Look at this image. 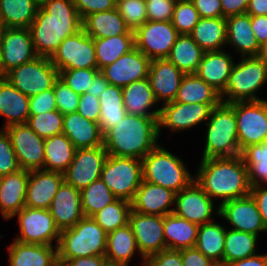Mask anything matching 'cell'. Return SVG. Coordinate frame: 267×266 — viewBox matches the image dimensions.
I'll return each instance as SVG.
<instances>
[{
	"instance_id": "obj_14",
	"label": "cell",
	"mask_w": 267,
	"mask_h": 266,
	"mask_svg": "<svg viewBox=\"0 0 267 266\" xmlns=\"http://www.w3.org/2000/svg\"><path fill=\"white\" fill-rule=\"evenodd\" d=\"M219 104H201L181 102H169L160 107L158 116V132L161 136V128H169L173 132L185 131L199 123H204L209 119L212 108ZM204 121V122H203Z\"/></svg>"
},
{
	"instance_id": "obj_33",
	"label": "cell",
	"mask_w": 267,
	"mask_h": 266,
	"mask_svg": "<svg viewBox=\"0 0 267 266\" xmlns=\"http://www.w3.org/2000/svg\"><path fill=\"white\" fill-rule=\"evenodd\" d=\"M82 28L92 38H109L117 35H134L125 24L117 8L88 15Z\"/></svg>"
},
{
	"instance_id": "obj_34",
	"label": "cell",
	"mask_w": 267,
	"mask_h": 266,
	"mask_svg": "<svg viewBox=\"0 0 267 266\" xmlns=\"http://www.w3.org/2000/svg\"><path fill=\"white\" fill-rule=\"evenodd\" d=\"M199 226L174 213L163 216L166 249L182 250L195 247Z\"/></svg>"
},
{
	"instance_id": "obj_27",
	"label": "cell",
	"mask_w": 267,
	"mask_h": 266,
	"mask_svg": "<svg viewBox=\"0 0 267 266\" xmlns=\"http://www.w3.org/2000/svg\"><path fill=\"white\" fill-rule=\"evenodd\" d=\"M29 170L19 169L17 172L2 176L0 185V210L6 220L25 207Z\"/></svg>"
},
{
	"instance_id": "obj_6",
	"label": "cell",
	"mask_w": 267,
	"mask_h": 266,
	"mask_svg": "<svg viewBox=\"0 0 267 266\" xmlns=\"http://www.w3.org/2000/svg\"><path fill=\"white\" fill-rule=\"evenodd\" d=\"M142 166L143 181L171 189L175 193L195 180L183 160L159 144L142 159Z\"/></svg>"
},
{
	"instance_id": "obj_74",
	"label": "cell",
	"mask_w": 267,
	"mask_h": 266,
	"mask_svg": "<svg viewBox=\"0 0 267 266\" xmlns=\"http://www.w3.org/2000/svg\"><path fill=\"white\" fill-rule=\"evenodd\" d=\"M142 265L143 266H150L147 262H145V263L142 262Z\"/></svg>"
},
{
	"instance_id": "obj_19",
	"label": "cell",
	"mask_w": 267,
	"mask_h": 266,
	"mask_svg": "<svg viewBox=\"0 0 267 266\" xmlns=\"http://www.w3.org/2000/svg\"><path fill=\"white\" fill-rule=\"evenodd\" d=\"M219 211V217L232 225L230 229L252 233L256 236L260 232H267L257 203L251 194L223 203L219 206Z\"/></svg>"
},
{
	"instance_id": "obj_30",
	"label": "cell",
	"mask_w": 267,
	"mask_h": 266,
	"mask_svg": "<svg viewBox=\"0 0 267 266\" xmlns=\"http://www.w3.org/2000/svg\"><path fill=\"white\" fill-rule=\"evenodd\" d=\"M7 251L10 266H59L56 245L26 244L14 240Z\"/></svg>"
},
{
	"instance_id": "obj_57",
	"label": "cell",
	"mask_w": 267,
	"mask_h": 266,
	"mask_svg": "<svg viewBox=\"0 0 267 266\" xmlns=\"http://www.w3.org/2000/svg\"><path fill=\"white\" fill-rule=\"evenodd\" d=\"M77 112L86 119L98 123L100 116L99 98L87 92L80 95Z\"/></svg>"
},
{
	"instance_id": "obj_68",
	"label": "cell",
	"mask_w": 267,
	"mask_h": 266,
	"mask_svg": "<svg viewBox=\"0 0 267 266\" xmlns=\"http://www.w3.org/2000/svg\"><path fill=\"white\" fill-rule=\"evenodd\" d=\"M258 56L267 64V43L260 47Z\"/></svg>"
},
{
	"instance_id": "obj_44",
	"label": "cell",
	"mask_w": 267,
	"mask_h": 266,
	"mask_svg": "<svg viewBox=\"0 0 267 266\" xmlns=\"http://www.w3.org/2000/svg\"><path fill=\"white\" fill-rule=\"evenodd\" d=\"M258 236L226 228L223 264L245 259L257 254Z\"/></svg>"
},
{
	"instance_id": "obj_71",
	"label": "cell",
	"mask_w": 267,
	"mask_h": 266,
	"mask_svg": "<svg viewBox=\"0 0 267 266\" xmlns=\"http://www.w3.org/2000/svg\"><path fill=\"white\" fill-rule=\"evenodd\" d=\"M39 6H42L48 0H34Z\"/></svg>"
},
{
	"instance_id": "obj_54",
	"label": "cell",
	"mask_w": 267,
	"mask_h": 266,
	"mask_svg": "<svg viewBox=\"0 0 267 266\" xmlns=\"http://www.w3.org/2000/svg\"><path fill=\"white\" fill-rule=\"evenodd\" d=\"M177 0L145 1L149 21H171Z\"/></svg>"
},
{
	"instance_id": "obj_58",
	"label": "cell",
	"mask_w": 267,
	"mask_h": 266,
	"mask_svg": "<svg viewBox=\"0 0 267 266\" xmlns=\"http://www.w3.org/2000/svg\"><path fill=\"white\" fill-rule=\"evenodd\" d=\"M146 262L150 266H183L181 250L164 249L150 256Z\"/></svg>"
},
{
	"instance_id": "obj_72",
	"label": "cell",
	"mask_w": 267,
	"mask_h": 266,
	"mask_svg": "<svg viewBox=\"0 0 267 266\" xmlns=\"http://www.w3.org/2000/svg\"><path fill=\"white\" fill-rule=\"evenodd\" d=\"M0 78H2L1 45H0Z\"/></svg>"
},
{
	"instance_id": "obj_56",
	"label": "cell",
	"mask_w": 267,
	"mask_h": 266,
	"mask_svg": "<svg viewBox=\"0 0 267 266\" xmlns=\"http://www.w3.org/2000/svg\"><path fill=\"white\" fill-rule=\"evenodd\" d=\"M73 3L82 21L90 14L113 10L117 4L115 0H73Z\"/></svg>"
},
{
	"instance_id": "obj_66",
	"label": "cell",
	"mask_w": 267,
	"mask_h": 266,
	"mask_svg": "<svg viewBox=\"0 0 267 266\" xmlns=\"http://www.w3.org/2000/svg\"><path fill=\"white\" fill-rule=\"evenodd\" d=\"M229 266H267V254H256L245 259L234 261Z\"/></svg>"
},
{
	"instance_id": "obj_17",
	"label": "cell",
	"mask_w": 267,
	"mask_h": 266,
	"mask_svg": "<svg viewBox=\"0 0 267 266\" xmlns=\"http://www.w3.org/2000/svg\"><path fill=\"white\" fill-rule=\"evenodd\" d=\"M104 146L76 149L73 161L64 174V181L78 190L101 178L102 167L107 157Z\"/></svg>"
},
{
	"instance_id": "obj_41",
	"label": "cell",
	"mask_w": 267,
	"mask_h": 266,
	"mask_svg": "<svg viewBox=\"0 0 267 266\" xmlns=\"http://www.w3.org/2000/svg\"><path fill=\"white\" fill-rule=\"evenodd\" d=\"M226 227L215 221L199 225L195 247L215 264H223Z\"/></svg>"
},
{
	"instance_id": "obj_16",
	"label": "cell",
	"mask_w": 267,
	"mask_h": 266,
	"mask_svg": "<svg viewBox=\"0 0 267 266\" xmlns=\"http://www.w3.org/2000/svg\"><path fill=\"white\" fill-rule=\"evenodd\" d=\"M128 224L134 233L141 262L145 263L150 256L166 249L163 216L131 210Z\"/></svg>"
},
{
	"instance_id": "obj_8",
	"label": "cell",
	"mask_w": 267,
	"mask_h": 266,
	"mask_svg": "<svg viewBox=\"0 0 267 266\" xmlns=\"http://www.w3.org/2000/svg\"><path fill=\"white\" fill-rule=\"evenodd\" d=\"M101 179L117 199L131 203L143 181L142 160L107 155Z\"/></svg>"
},
{
	"instance_id": "obj_43",
	"label": "cell",
	"mask_w": 267,
	"mask_h": 266,
	"mask_svg": "<svg viewBox=\"0 0 267 266\" xmlns=\"http://www.w3.org/2000/svg\"><path fill=\"white\" fill-rule=\"evenodd\" d=\"M98 70L115 62L135 47L134 35L93 38Z\"/></svg>"
},
{
	"instance_id": "obj_63",
	"label": "cell",
	"mask_w": 267,
	"mask_h": 266,
	"mask_svg": "<svg viewBox=\"0 0 267 266\" xmlns=\"http://www.w3.org/2000/svg\"><path fill=\"white\" fill-rule=\"evenodd\" d=\"M251 27L259 46L267 43V15L251 16Z\"/></svg>"
},
{
	"instance_id": "obj_28",
	"label": "cell",
	"mask_w": 267,
	"mask_h": 266,
	"mask_svg": "<svg viewBox=\"0 0 267 266\" xmlns=\"http://www.w3.org/2000/svg\"><path fill=\"white\" fill-rule=\"evenodd\" d=\"M62 133L76 149L103 146V133L98 123L86 119L77 111L64 115Z\"/></svg>"
},
{
	"instance_id": "obj_40",
	"label": "cell",
	"mask_w": 267,
	"mask_h": 266,
	"mask_svg": "<svg viewBox=\"0 0 267 266\" xmlns=\"http://www.w3.org/2000/svg\"><path fill=\"white\" fill-rule=\"evenodd\" d=\"M205 51L188 34H180L167 59L184 74L196 73Z\"/></svg>"
},
{
	"instance_id": "obj_36",
	"label": "cell",
	"mask_w": 267,
	"mask_h": 266,
	"mask_svg": "<svg viewBox=\"0 0 267 266\" xmlns=\"http://www.w3.org/2000/svg\"><path fill=\"white\" fill-rule=\"evenodd\" d=\"M44 170L64 173L73 161L76 148L64 134L44 139Z\"/></svg>"
},
{
	"instance_id": "obj_61",
	"label": "cell",
	"mask_w": 267,
	"mask_h": 266,
	"mask_svg": "<svg viewBox=\"0 0 267 266\" xmlns=\"http://www.w3.org/2000/svg\"><path fill=\"white\" fill-rule=\"evenodd\" d=\"M265 186V187H264ZM250 194L255 199L265 228L267 229V186H252Z\"/></svg>"
},
{
	"instance_id": "obj_12",
	"label": "cell",
	"mask_w": 267,
	"mask_h": 266,
	"mask_svg": "<svg viewBox=\"0 0 267 266\" xmlns=\"http://www.w3.org/2000/svg\"><path fill=\"white\" fill-rule=\"evenodd\" d=\"M50 60L58 72L67 69L98 68L94 39L82 28L65 38Z\"/></svg>"
},
{
	"instance_id": "obj_29",
	"label": "cell",
	"mask_w": 267,
	"mask_h": 266,
	"mask_svg": "<svg viewBox=\"0 0 267 266\" xmlns=\"http://www.w3.org/2000/svg\"><path fill=\"white\" fill-rule=\"evenodd\" d=\"M226 44L235 48V52L241 54V57L259 55L260 46L253 34L249 14L226 18Z\"/></svg>"
},
{
	"instance_id": "obj_65",
	"label": "cell",
	"mask_w": 267,
	"mask_h": 266,
	"mask_svg": "<svg viewBox=\"0 0 267 266\" xmlns=\"http://www.w3.org/2000/svg\"><path fill=\"white\" fill-rule=\"evenodd\" d=\"M108 85L109 83L106 77L101 71H99L95 75L91 85L87 90V93L94 95L96 98H99L101 96V93L107 88Z\"/></svg>"
},
{
	"instance_id": "obj_20",
	"label": "cell",
	"mask_w": 267,
	"mask_h": 266,
	"mask_svg": "<svg viewBox=\"0 0 267 266\" xmlns=\"http://www.w3.org/2000/svg\"><path fill=\"white\" fill-rule=\"evenodd\" d=\"M0 45L2 78L11 69L38 57L29 28H6Z\"/></svg>"
},
{
	"instance_id": "obj_70",
	"label": "cell",
	"mask_w": 267,
	"mask_h": 266,
	"mask_svg": "<svg viewBox=\"0 0 267 266\" xmlns=\"http://www.w3.org/2000/svg\"><path fill=\"white\" fill-rule=\"evenodd\" d=\"M104 266H125V265L107 261Z\"/></svg>"
},
{
	"instance_id": "obj_22",
	"label": "cell",
	"mask_w": 267,
	"mask_h": 266,
	"mask_svg": "<svg viewBox=\"0 0 267 266\" xmlns=\"http://www.w3.org/2000/svg\"><path fill=\"white\" fill-rule=\"evenodd\" d=\"M64 181V174L43 169L30 170L25 206L49 209L58 188Z\"/></svg>"
},
{
	"instance_id": "obj_64",
	"label": "cell",
	"mask_w": 267,
	"mask_h": 266,
	"mask_svg": "<svg viewBox=\"0 0 267 266\" xmlns=\"http://www.w3.org/2000/svg\"><path fill=\"white\" fill-rule=\"evenodd\" d=\"M107 262L105 256L77 257L65 262H58L59 266H104Z\"/></svg>"
},
{
	"instance_id": "obj_1",
	"label": "cell",
	"mask_w": 267,
	"mask_h": 266,
	"mask_svg": "<svg viewBox=\"0 0 267 266\" xmlns=\"http://www.w3.org/2000/svg\"><path fill=\"white\" fill-rule=\"evenodd\" d=\"M82 29V19L73 0H48L39 6L29 26L35 52L51 58L61 42Z\"/></svg>"
},
{
	"instance_id": "obj_24",
	"label": "cell",
	"mask_w": 267,
	"mask_h": 266,
	"mask_svg": "<svg viewBox=\"0 0 267 266\" xmlns=\"http://www.w3.org/2000/svg\"><path fill=\"white\" fill-rule=\"evenodd\" d=\"M49 211L60 231L74 227L84 217L80 190L63 181Z\"/></svg>"
},
{
	"instance_id": "obj_38",
	"label": "cell",
	"mask_w": 267,
	"mask_h": 266,
	"mask_svg": "<svg viewBox=\"0 0 267 266\" xmlns=\"http://www.w3.org/2000/svg\"><path fill=\"white\" fill-rule=\"evenodd\" d=\"M174 102L220 104V94L195 73L184 74Z\"/></svg>"
},
{
	"instance_id": "obj_49",
	"label": "cell",
	"mask_w": 267,
	"mask_h": 266,
	"mask_svg": "<svg viewBox=\"0 0 267 266\" xmlns=\"http://www.w3.org/2000/svg\"><path fill=\"white\" fill-rule=\"evenodd\" d=\"M200 19L191 0H177L174 6L172 25L179 34H190Z\"/></svg>"
},
{
	"instance_id": "obj_5",
	"label": "cell",
	"mask_w": 267,
	"mask_h": 266,
	"mask_svg": "<svg viewBox=\"0 0 267 266\" xmlns=\"http://www.w3.org/2000/svg\"><path fill=\"white\" fill-rule=\"evenodd\" d=\"M107 233L92 217H83L74 227L61 231L58 262L77 257L105 256Z\"/></svg>"
},
{
	"instance_id": "obj_46",
	"label": "cell",
	"mask_w": 267,
	"mask_h": 266,
	"mask_svg": "<svg viewBox=\"0 0 267 266\" xmlns=\"http://www.w3.org/2000/svg\"><path fill=\"white\" fill-rule=\"evenodd\" d=\"M80 193L82 212L85 217H93L117 199L101 178L93 181Z\"/></svg>"
},
{
	"instance_id": "obj_53",
	"label": "cell",
	"mask_w": 267,
	"mask_h": 266,
	"mask_svg": "<svg viewBox=\"0 0 267 266\" xmlns=\"http://www.w3.org/2000/svg\"><path fill=\"white\" fill-rule=\"evenodd\" d=\"M20 169L9 135L0 129V174L6 176Z\"/></svg>"
},
{
	"instance_id": "obj_21",
	"label": "cell",
	"mask_w": 267,
	"mask_h": 266,
	"mask_svg": "<svg viewBox=\"0 0 267 266\" xmlns=\"http://www.w3.org/2000/svg\"><path fill=\"white\" fill-rule=\"evenodd\" d=\"M151 59L134 47L101 72L111 85L125 87L128 84L148 78Z\"/></svg>"
},
{
	"instance_id": "obj_59",
	"label": "cell",
	"mask_w": 267,
	"mask_h": 266,
	"mask_svg": "<svg viewBox=\"0 0 267 266\" xmlns=\"http://www.w3.org/2000/svg\"><path fill=\"white\" fill-rule=\"evenodd\" d=\"M200 18L223 17L220 0H191Z\"/></svg>"
},
{
	"instance_id": "obj_62",
	"label": "cell",
	"mask_w": 267,
	"mask_h": 266,
	"mask_svg": "<svg viewBox=\"0 0 267 266\" xmlns=\"http://www.w3.org/2000/svg\"><path fill=\"white\" fill-rule=\"evenodd\" d=\"M223 17L246 14L249 0H220Z\"/></svg>"
},
{
	"instance_id": "obj_26",
	"label": "cell",
	"mask_w": 267,
	"mask_h": 266,
	"mask_svg": "<svg viewBox=\"0 0 267 266\" xmlns=\"http://www.w3.org/2000/svg\"><path fill=\"white\" fill-rule=\"evenodd\" d=\"M234 58L224 49L205 52L196 75L215 89L220 95L227 87Z\"/></svg>"
},
{
	"instance_id": "obj_13",
	"label": "cell",
	"mask_w": 267,
	"mask_h": 266,
	"mask_svg": "<svg viewBox=\"0 0 267 266\" xmlns=\"http://www.w3.org/2000/svg\"><path fill=\"white\" fill-rule=\"evenodd\" d=\"M180 34L171 21H149L134 31L135 47L149 59L167 58Z\"/></svg>"
},
{
	"instance_id": "obj_25",
	"label": "cell",
	"mask_w": 267,
	"mask_h": 266,
	"mask_svg": "<svg viewBox=\"0 0 267 266\" xmlns=\"http://www.w3.org/2000/svg\"><path fill=\"white\" fill-rule=\"evenodd\" d=\"M176 193L160 185L142 181L131 202L133 211L142 214L160 215L173 213Z\"/></svg>"
},
{
	"instance_id": "obj_39",
	"label": "cell",
	"mask_w": 267,
	"mask_h": 266,
	"mask_svg": "<svg viewBox=\"0 0 267 266\" xmlns=\"http://www.w3.org/2000/svg\"><path fill=\"white\" fill-rule=\"evenodd\" d=\"M100 116L98 125L103 135L117 125L127 114L122 87L109 84L99 97Z\"/></svg>"
},
{
	"instance_id": "obj_47",
	"label": "cell",
	"mask_w": 267,
	"mask_h": 266,
	"mask_svg": "<svg viewBox=\"0 0 267 266\" xmlns=\"http://www.w3.org/2000/svg\"><path fill=\"white\" fill-rule=\"evenodd\" d=\"M131 210L132 207L129 201L116 199L96 213L92 218L108 234L129 223Z\"/></svg>"
},
{
	"instance_id": "obj_67",
	"label": "cell",
	"mask_w": 267,
	"mask_h": 266,
	"mask_svg": "<svg viewBox=\"0 0 267 266\" xmlns=\"http://www.w3.org/2000/svg\"><path fill=\"white\" fill-rule=\"evenodd\" d=\"M246 14L250 16L267 15V0H249Z\"/></svg>"
},
{
	"instance_id": "obj_42",
	"label": "cell",
	"mask_w": 267,
	"mask_h": 266,
	"mask_svg": "<svg viewBox=\"0 0 267 266\" xmlns=\"http://www.w3.org/2000/svg\"><path fill=\"white\" fill-rule=\"evenodd\" d=\"M38 8L34 0H0V21L6 28H29Z\"/></svg>"
},
{
	"instance_id": "obj_48",
	"label": "cell",
	"mask_w": 267,
	"mask_h": 266,
	"mask_svg": "<svg viewBox=\"0 0 267 266\" xmlns=\"http://www.w3.org/2000/svg\"><path fill=\"white\" fill-rule=\"evenodd\" d=\"M64 115L59 110L30 115L28 126L40 137L48 138L63 132Z\"/></svg>"
},
{
	"instance_id": "obj_50",
	"label": "cell",
	"mask_w": 267,
	"mask_h": 266,
	"mask_svg": "<svg viewBox=\"0 0 267 266\" xmlns=\"http://www.w3.org/2000/svg\"><path fill=\"white\" fill-rule=\"evenodd\" d=\"M116 8L131 31H135L148 20L144 0H119Z\"/></svg>"
},
{
	"instance_id": "obj_23",
	"label": "cell",
	"mask_w": 267,
	"mask_h": 266,
	"mask_svg": "<svg viewBox=\"0 0 267 266\" xmlns=\"http://www.w3.org/2000/svg\"><path fill=\"white\" fill-rule=\"evenodd\" d=\"M183 76L184 73L167 58L151 61L148 80L158 103L174 101Z\"/></svg>"
},
{
	"instance_id": "obj_69",
	"label": "cell",
	"mask_w": 267,
	"mask_h": 266,
	"mask_svg": "<svg viewBox=\"0 0 267 266\" xmlns=\"http://www.w3.org/2000/svg\"><path fill=\"white\" fill-rule=\"evenodd\" d=\"M5 29H6L5 25L0 21V43L2 41V37H3V33Z\"/></svg>"
},
{
	"instance_id": "obj_7",
	"label": "cell",
	"mask_w": 267,
	"mask_h": 266,
	"mask_svg": "<svg viewBox=\"0 0 267 266\" xmlns=\"http://www.w3.org/2000/svg\"><path fill=\"white\" fill-rule=\"evenodd\" d=\"M240 58L241 61L234 63L227 87L220 95L222 103L263 100L256 92L267 83V64L259 56Z\"/></svg>"
},
{
	"instance_id": "obj_4",
	"label": "cell",
	"mask_w": 267,
	"mask_h": 266,
	"mask_svg": "<svg viewBox=\"0 0 267 266\" xmlns=\"http://www.w3.org/2000/svg\"><path fill=\"white\" fill-rule=\"evenodd\" d=\"M205 125L206 142L201 159L241 155L235 111L229 104L221 102L212 108Z\"/></svg>"
},
{
	"instance_id": "obj_2",
	"label": "cell",
	"mask_w": 267,
	"mask_h": 266,
	"mask_svg": "<svg viewBox=\"0 0 267 266\" xmlns=\"http://www.w3.org/2000/svg\"><path fill=\"white\" fill-rule=\"evenodd\" d=\"M200 162L194 181L212 200L221 199L218 206L250 194L248 169L241 155L201 159Z\"/></svg>"
},
{
	"instance_id": "obj_73",
	"label": "cell",
	"mask_w": 267,
	"mask_h": 266,
	"mask_svg": "<svg viewBox=\"0 0 267 266\" xmlns=\"http://www.w3.org/2000/svg\"><path fill=\"white\" fill-rule=\"evenodd\" d=\"M214 266H229V265H226V264H215Z\"/></svg>"
},
{
	"instance_id": "obj_9",
	"label": "cell",
	"mask_w": 267,
	"mask_h": 266,
	"mask_svg": "<svg viewBox=\"0 0 267 266\" xmlns=\"http://www.w3.org/2000/svg\"><path fill=\"white\" fill-rule=\"evenodd\" d=\"M4 78L28 97L53 88L59 72L50 58L38 56L8 71Z\"/></svg>"
},
{
	"instance_id": "obj_75",
	"label": "cell",
	"mask_w": 267,
	"mask_h": 266,
	"mask_svg": "<svg viewBox=\"0 0 267 266\" xmlns=\"http://www.w3.org/2000/svg\"><path fill=\"white\" fill-rule=\"evenodd\" d=\"M1 182H2V175L0 174V185H1Z\"/></svg>"
},
{
	"instance_id": "obj_15",
	"label": "cell",
	"mask_w": 267,
	"mask_h": 266,
	"mask_svg": "<svg viewBox=\"0 0 267 266\" xmlns=\"http://www.w3.org/2000/svg\"><path fill=\"white\" fill-rule=\"evenodd\" d=\"M10 137L20 169L44 170V138L28 124L12 125L4 129Z\"/></svg>"
},
{
	"instance_id": "obj_55",
	"label": "cell",
	"mask_w": 267,
	"mask_h": 266,
	"mask_svg": "<svg viewBox=\"0 0 267 266\" xmlns=\"http://www.w3.org/2000/svg\"><path fill=\"white\" fill-rule=\"evenodd\" d=\"M54 110H57V106L53 88L29 97L30 115H38Z\"/></svg>"
},
{
	"instance_id": "obj_45",
	"label": "cell",
	"mask_w": 267,
	"mask_h": 266,
	"mask_svg": "<svg viewBox=\"0 0 267 266\" xmlns=\"http://www.w3.org/2000/svg\"><path fill=\"white\" fill-rule=\"evenodd\" d=\"M241 157L248 169L251 187L267 184V141L247 146L241 151Z\"/></svg>"
},
{
	"instance_id": "obj_51",
	"label": "cell",
	"mask_w": 267,
	"mask_h": 266,
	"mask_svg": "<svg viewBox=\"0 0 267 266\" xmlns=\"http://www.w3.org/2000/svg\"><path fill=\"white\" fill-rule=\"evenodd\" d=\"M98 72V68L67 69L59 72V78L75 93L82 95L87 92Z\"/></svg>"
},
{
	"instance_id": "obj_32",
	"label": "cell",
	"mask_w": 267,
	"mask_h": 266,
	"mask_svg": "<svg viewBox=\"0 0 267 266\" xmlns=\"http://www.w3.org/2000/svg\"><path fill=\"white\" fill-rule=\"evenodd\" d=\"M124 107L127 114L158 117L160 108L150 111L158 102L148 78L134 81L122 88Z\"/></svg>"
},
{
	"instance_id": "obj_11",
	"label": "cell",
	"mask_w": 267,
	"mask_h": 266,
	"mask_svg": "<svg viewBox=\"0 0 267 266\" xmlns=\"http://www.w3.org/2000/svg\"><path fill=\"white\" fill-rule=\"evenodd\" d=\"M17 216L20 233L16 241L26 244L51 245L55 240L58 246L61 231L56 226L49 209L24 207L13 217Z\"/></svg>"
},
{
	"instance_id": "obj_3",
	"label": "cell",
	"mask_w": 267,
	"mask_h": 266,
	"mask_svg": "<svg viewBox=\"0 0 267 266\" xmlns=\"http://www.w3.org/2000/svg\"><path fill=\"white\" fill-rule=\"evenodd\" d=\"M158 139V117L126 114L103 135V146L108 155L142 160L158 145Z\"/></svg>"
},
{
	"instance_id": "obj_35",
	"label": "cell",
	"mask_w": 267,
	"mask_h": 266,
	"mask_svg": "<svg viewBox=\"0 0 267 266\" xmlns=\"http://www.w3.org/2000/svg\"><path fill=\"white\" fill-rule=\"evenodd\" d=\"M205 51L222 50L226 46V18H200L189 34Z\"/></svg>"
},
{
	"instance_id": "obj_52",
	"label": "cell",
	"mask_w": 267,
	"mask_h": 266,
	"mask_svg": "<svg viewBox=\"0 0 267 266\" xmlns=\"http://www.w3.org/2000/svg\"><path fill=\"white\" fill-rule=\"evenodd\" d=\"M53 90L56 97L57 110L63 115L77 111L80 95L69 88L61 78L54 82Z\"/></svg>"
},
{
	"instance_id": "obj_10",
	"label": "cell",
	"mask_w": 267,
	"mask_h": 266,
	"mask_svg": "<svg viewBox=\"0 0 267 266\" xmlns=\"http://www.w3.org/2000/svg\"><path fill=\"white\" fill-rule=\"evenodd\" d=\"M235 111L240 151L267 141V100L229 103Z\"/></svg>"
},
{
	"instance_id": "obj_18",
	"label": "cell",
	"mask_w": 267,
	"mask_h": 266,
	"mask_svg": "<svg viewBox=\"0 0 267 266\" xmlns=\"http://www.w3.org/2000/svg\"><path fill=\"white\" fill-rule=\"evenodd\" d=\"M214 203V200L193 181L188 187L176 193L173 213L199 226L211 222L213 214L219 216V206L215 209Z\"/></svg>"
},
{
	"instance_id": "obj_31",
	"label": "cell",
	"mask_w": 267,
	"mask_h": 266,
	"mask_svg": "<svg viewBox=\"0 0 267 266\" xmlns=\"http://www.w3.org/2000/svg\"><path fill=\"white\" fill-rule=\"evenodd\" d=\"M0 116L6 118L5 129L12 125L27 124L29 119V97L0 78Z\"/></svg>"
},
{
	"instance_id": "obj_37",
	"label": "cell",
	"mask_w": 267,
	"mask_h": 266,
	"mask_svg": "<svg viewBox=\"0 0 267 266\" xmlns=\"http://www.w3.org/2000/svg\"><path fill=\"white\" fill-rule=\"evenodd\" d=\"M136 250V239L129 224L107 234V261L129 266Z\"/></svg>"
},
{
	"instance_id": "obj_60",
	"label": "cell",
	"mask_w": 267,
	"mask_h": 266,
	"mask_svg": "<svg viewBox=\"0 0 267 266\" xmlns=\"http://www.w3.org/2000/svg\"><path fill=\"white\" fill-rule=\"evenodd\" d=\"M183 266H214L208 257H206L196 247L186 248L181 250Z\"/></svg>"
}]
</instances>
